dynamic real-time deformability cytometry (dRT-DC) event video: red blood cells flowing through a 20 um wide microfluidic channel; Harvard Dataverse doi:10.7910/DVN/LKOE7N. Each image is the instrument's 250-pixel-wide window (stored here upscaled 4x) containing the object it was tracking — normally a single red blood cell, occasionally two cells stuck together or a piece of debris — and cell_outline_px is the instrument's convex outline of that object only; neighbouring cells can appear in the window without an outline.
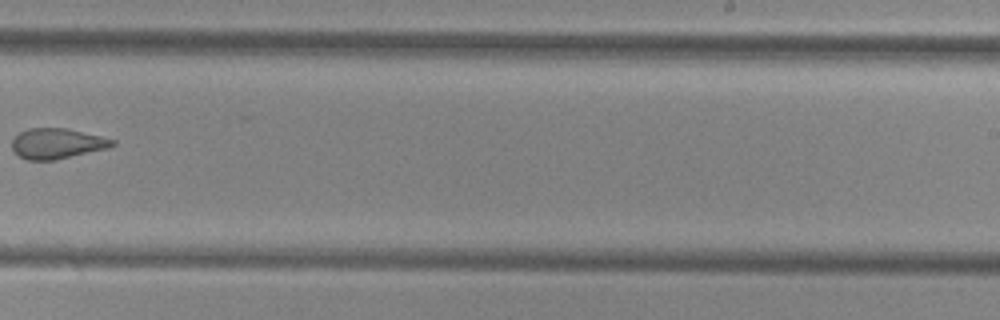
{"species": "common noctule bat (a hibernating species)", "species_latin": "Nyctalus noctula", "temperature_condition": "cold", "stored_images_in_passage": 9, "camera_frame_rate_fps": 3000, "um_per_image_px": 0.085, "animal": {"sex": "female", "body_mass_g": 29.2, "forearm_length_mm": 56.3}, "frame": {"image": 1, "passage_image": 9, "time_ms": 10.0, "image_size_px": [1000, 320], "cell_outline_px": [[116, 144], [108, 148], [52, 160], [28, 160], [20, 156], [12, 148], [12, 140], [20, 132], [28, 128], [68, 128], [116, 140]], "centroid_in_image_um": [4.86, 12.18], "position_along_channel_um": 284.1, "area_um2": 17.57}}